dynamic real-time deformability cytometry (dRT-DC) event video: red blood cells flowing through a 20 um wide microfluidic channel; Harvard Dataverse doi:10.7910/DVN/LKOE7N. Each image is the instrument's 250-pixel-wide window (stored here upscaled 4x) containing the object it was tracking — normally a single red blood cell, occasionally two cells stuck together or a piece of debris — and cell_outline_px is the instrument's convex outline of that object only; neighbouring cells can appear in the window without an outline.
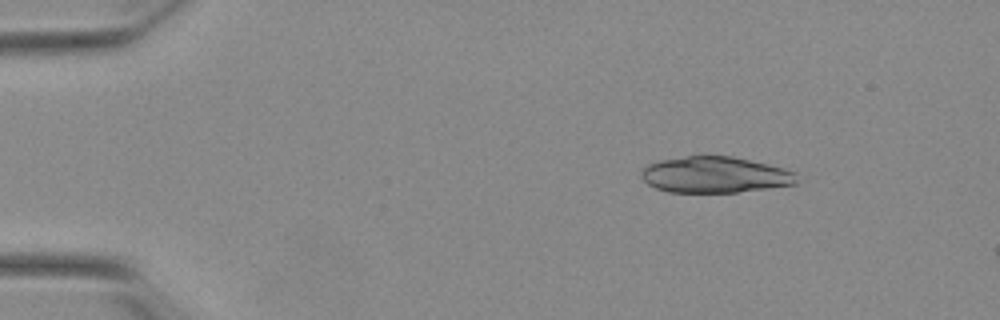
{"species": "Egyptian fruit bat (a non-hibernating species)", "species_latin": "Rousettus aegyptiacus", "temperature_condition": "warm", "stored_images_in_passage": 17, "camera_frame_rate_fps": 3000, "um_per_image_px": 0.085, "animal": {"sex": "female"}, "frame": {"image": 1, "passage_image": 1, "time_ms": 0.0, "image_size_px": [1000, 320], "cell_outline_px": [[796, 184], [768, 188], [736, 192], [668, 192], [656, 188], [648, 184], [640, 176], [640, 172], [648, 164], [660, 160], [688, 156], [732, 156], [768, 164], [784, 168], [796, 172]], "centroid_in_image_um": [60.76, 14.85], "position_along_channel_um": 24.2, "area_um2": 32.66}}